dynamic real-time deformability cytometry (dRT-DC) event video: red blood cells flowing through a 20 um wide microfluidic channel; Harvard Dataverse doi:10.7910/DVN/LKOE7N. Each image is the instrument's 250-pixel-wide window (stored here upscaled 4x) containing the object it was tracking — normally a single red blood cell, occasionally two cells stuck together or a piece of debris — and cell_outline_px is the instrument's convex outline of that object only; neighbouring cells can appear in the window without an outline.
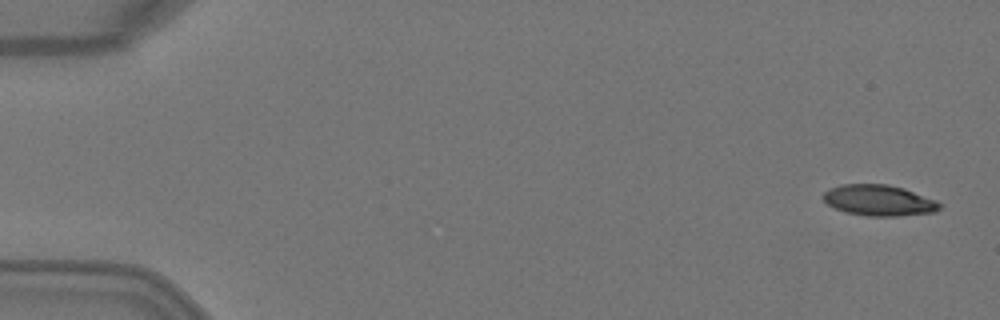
{"species": "Egyptian fruit bat (a non-hibernating species)", "species_latin": "Rousettus aegyptiacus", "temperature_condition": "warm", "stored_images_in_passage": 7, "camera_frame_rate_fps": 3000, "um_per_image_px": 0.085, "animal": {"sex": "female"}, "frame": {"image": 1, "passage_image": 1, "time_ms": 0.0, "image_size_px": [1000, 320], "cell_outline_px": [[944, 204], [936, 212], [896, 216], [868, 216], [844, 212], [828, 204], [824, 200], [824, 192], [828, 188], [840, 184], [888, 184], [904, 188], [936, 200]], "centroid_in_image_um": [74.73, 17.02], "position_along_channel_um": 10.3, "area_um2": 21.1}}
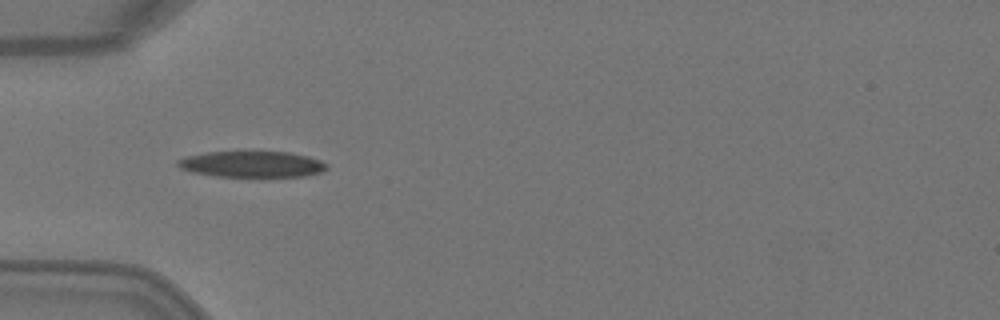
{"frame": {"image": 2, "passage_image": 5, "time_ms": 1.333, "image_size_px": [1000, 320], "cell_outline_px": [[328, 168], [320, 172], [304, 176], [260, 180], [216, 176], [192, 172], [180, 168], [176, 164], [176, 160], [184, 156], [208, 152], [288, 152], [308, 156], [320, 160], [328, 164]], "centroid_in_image_um": [21.43, 14.01], "position_along_channel_um": 63.6, "area_um2": 23.81}}
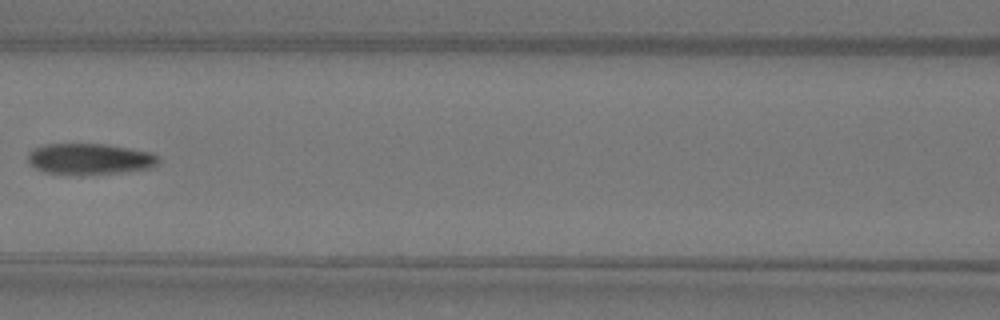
{"frame": {"image": 3, "passage_image": 7, "time_ms": 2.0, "image_size_px": [1000, 320], "cell_outline_px": [[160, 160], [152, 168], [120, 172], [44, 172], [28, 164], [28, 152], [32, 148], [44, 144], [104, 144], [152, 152], [160, 156]], "centroid_in_image_um": [7.64, 13.46], "position_along_channel_um": 159.0, "area_um2": 23.0}}